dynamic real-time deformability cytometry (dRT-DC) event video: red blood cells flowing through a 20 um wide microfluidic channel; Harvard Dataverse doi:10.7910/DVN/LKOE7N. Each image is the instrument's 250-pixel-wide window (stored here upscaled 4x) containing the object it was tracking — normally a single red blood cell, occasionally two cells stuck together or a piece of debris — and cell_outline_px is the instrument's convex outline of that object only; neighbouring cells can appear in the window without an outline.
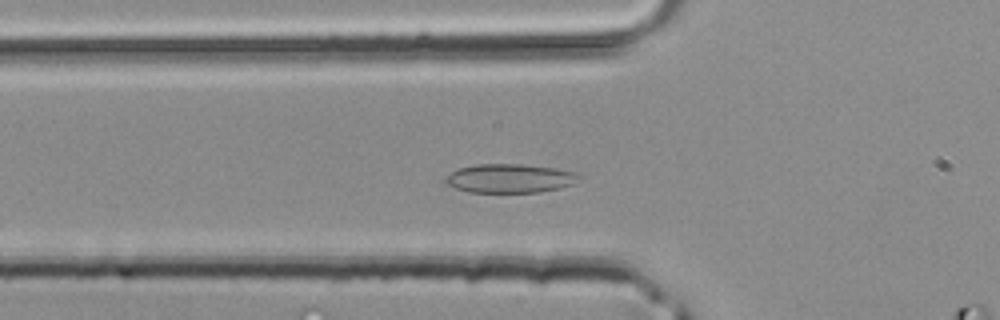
{"species": "common noctule bat (a hibernating species)", "species_latin": "Nyctalus noctula", "temperature_condition": "room temperature", "stored_images_in_passage": 28, "camera_frame_rate_fps": 3000, "um_per_image_px": 0.085, "animal": {"sex": "male", "body_mass_g": 20.4}, "frame": {"image": 1, "passage_image": 4, "time_ms": 1.0, "image_size_px": [1000, 320], "cell_outline_px": [[584, 176], [580, 180], [572, 184], [560, 188], [540, 192], [468, 192], [456, 188], [448, 184], [444, 180], [444, 176], [460, 168], [476, 164], [520, 164], [556, 168], [576, 172]], "centroid_in_image_um": [43.38, 15.16], "position_along_channel_um": 82.4, "area_um2": 22.6}}
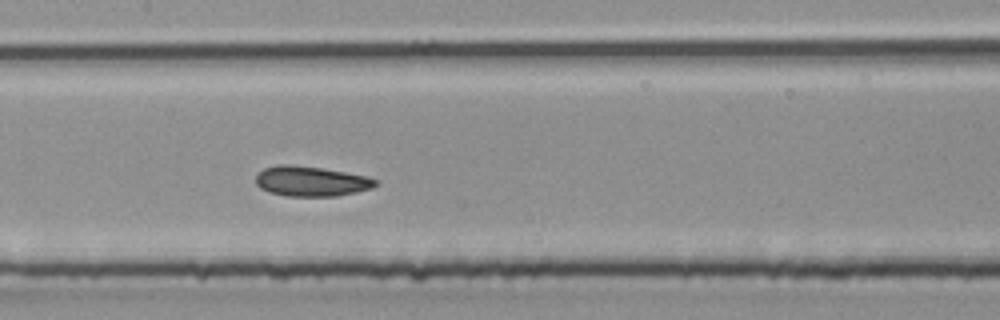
{"frame": {"image": 2, "passage_image": 10, "time_ms": 3.0, "image_size_px": [1000, 320], "cell_outline_px": [[376, 184], [372, 188], [356, 192], [336, 196], [288, 196], [268, 192], [260, 188], [256, 184], [256, 172], [264, 168], [276, 164], [288, 164], [320, 168], [368, 176], [376, 180]], "centroid_in_image_um": [26.39, 15.4], "position_along_channel_um": 181.0, "area_um2": 20.98}}
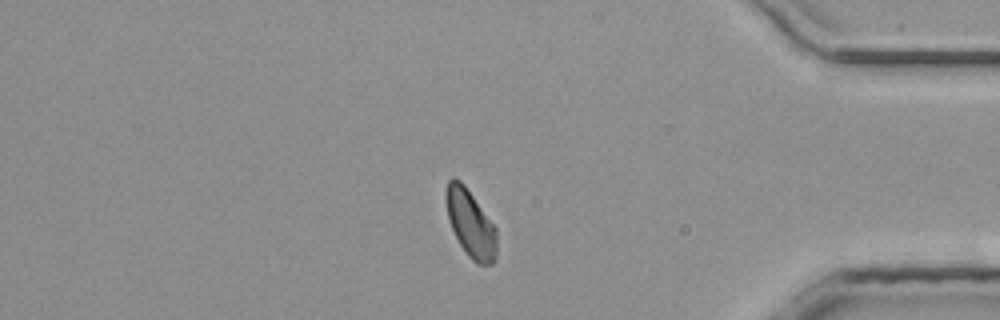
{"frame": {"image": 3, "passage_image": 25, "time_ms": 8.0, "image_size_px": [1000, 320], "cell_outline_px": [[496, 260], [492, 264], [476, 264], [468, 256], [460, 244], [452, 228], [448, 216], [448, 180], [452, 176], [460, 180], [464, 184], [496, 228]], "centroid_in_image_um": [40.04, 19.05], "position_along_channel_um": 395.2, "area_um2": 19.31}}